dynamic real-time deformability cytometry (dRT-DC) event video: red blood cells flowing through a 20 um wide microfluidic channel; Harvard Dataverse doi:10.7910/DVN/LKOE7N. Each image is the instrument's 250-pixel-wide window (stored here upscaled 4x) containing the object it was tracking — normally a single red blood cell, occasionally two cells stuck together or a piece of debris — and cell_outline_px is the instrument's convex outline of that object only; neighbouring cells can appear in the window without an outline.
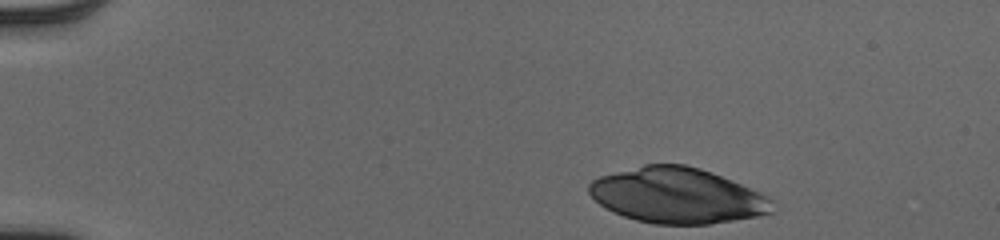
{"species": "human", "species_latin": "Homo sapiens", "temperature_condition": "cold", "stored_images_in_passage": 45, "camera_frame_rate_fps": 3000, "um_per_image_px": 0.085, "donor": {"sex": "male"}, "frame": {"image": 1, "passage_image": 1, "time_ms": 0.0, "image_size_px": [1000, 240], "cell_outline_px": [[776, 212], [760, 216], [708, 224], [652, 224], [636, 220], [624, 216], [604, 208], [588, 192], [588, 184], [592, 180], [600, 176], [644, 164], [684, 164], [700, 168], [712, 172], [760, 192], [768, 196], [772, 200]], "centroid_in_image_um": [57.59, 16.62], "position_along_channel_um": 27.4, "area_um2": 59.42}}